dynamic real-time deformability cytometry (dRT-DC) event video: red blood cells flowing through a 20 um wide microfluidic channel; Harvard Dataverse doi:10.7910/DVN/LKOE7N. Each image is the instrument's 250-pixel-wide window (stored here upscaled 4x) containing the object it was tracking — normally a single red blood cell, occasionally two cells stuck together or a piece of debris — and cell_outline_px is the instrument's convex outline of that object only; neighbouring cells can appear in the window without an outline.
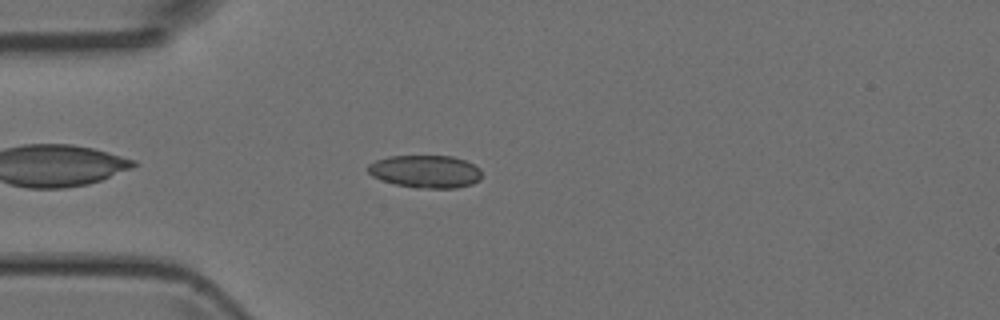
{"species": "Egyptian fruit bat (a non-hibernating species)", "species_latin": "Rousettus aegyptiacus", "temperature_condition": "room temperature", "stored_images_in_passage": 40, "camera_frame_rate_fps": 3000, "um_per_image_px": 0.085, "animal": {"sex": "female"}, "frame": {"image": 1, "passage_image": 4, "time_ms": 1.0, "image_size_px": [1000, 320], "cell_outline_px": [[480, 180], [472, 184], [456, 188], [416, 188], [396, 184], [380, 180], [372, 176], [364, 168], [368, 164], [376, 160], [388, 156], [452, 156], [464, 160], [480, 168]], "centroid_in_image_um": [36.12, 14.58], "position_along_channel_um": 48.9, "area_um2": 21.85}}
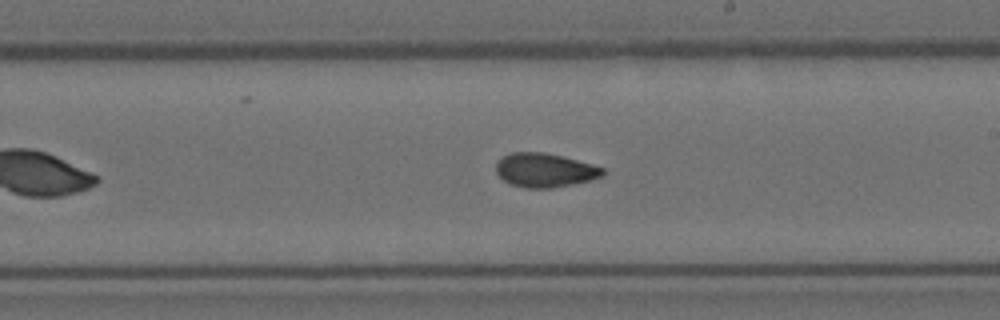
{"frame": {"image": 2, "passage_image": 19, "time_ms": 6.0, "image_size_px": [1000, 320], "cell_outline_px": [[604, 176], [572, 184], [552, 188], [524, 188], [508, 184], [496, 172], [496, 164], [504, 156], [512, 152], [544, 152], [592, 164], [604, 168]], "centroid_in_image_um": [46.29, 14.47], "position_along_channel_um": 242.7, "area_um2": 20.98}}
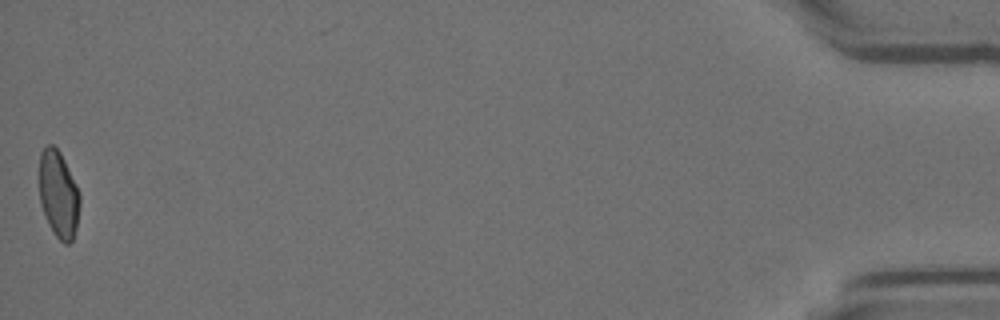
{"frame": {"image": 3, "passage_image": 40, "time_ms": 13.0, "image_size_px": [1000, 320], "cell_outline_px": [[80, 204], [76, 228], [72, 240], [68, 244], [64, 244], [52, 232], [48, 224], [40, 204], [40, 152], [48, 144], [52, 144], [60, 152], [80, 192]], "centroid_in_image_um": [4.98, 16.53], "position_along_channel_um": 430.2, "area_um2": 20.52}}